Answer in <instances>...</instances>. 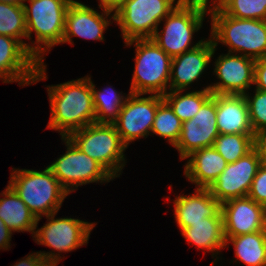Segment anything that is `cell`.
Masks as SVG:
<instances>
[{
	"instance_id": "obj_1",
	"label": "cell",
	"mask_w": 266,
	"mask_h": 266,
	"mask_svg": "<svg viewBox=\"0 0 266 266\" xmlns=\"http://www.w3.org/2000/svg\"><path fill=\"white\" fill-rule=\"evenodd\" d=\"M46 89L51 108L46 128L68 137L72 132L96 123L91 76L48 85Z\"/></svg>"
},
{
	"instance_id": "obj_2",
	"label": "cell",
	"mask_w": 266,
	"mask_h": 266,
	"mask_svg": "<svg viewBox=\"0 0 266 266\" xmlns=\"http://www.w3.org/2000/svg\"><path fill=\"white\" fill-rule=\"evenodd\" d=\"M25 22L27 39L35 33V41L28 43V50L39 62L53 46L62 44L65 31L66 13L73 0H25Z\"/></svg>"
},
{
	"instance_id": "obj_3",
	"label": "cell",
	"mask_w": 266,
	"mask_h": 266,
	"mask_svg": "<svg viewBox=\"0 0 266 266\" xmlns=\"http://www.w3.org/2000/svg\"><path fill=\"white\" fill-rule=\"evenodd\" d=\"M8 185L37 217L36 227L43 216L58 212L69 195L48 167L42 171L12 168Z\"/></svg>"
},
{
	"instance_id": "obj_4",
	"label": "cell",
	"mask_w": 266,
	"mask_h": 266,
	"mask_svg": "<svg viewBox=\"0 0 266 266\" xmlns=\"http://www.w3.org/2000/svg\"><path fill=\"white\" fill-rule=\"evenodd\" d=\"M211 18L210 38L215 47L225 45L228 53L253 59L266 55V21L239 19L226 15L221 9Z\"/></svg>"
},
{
	"instance_id": "obj_5",
	"label": "cell",
	"mask_w": 266,
	"mask_h": 266,
	"mask_svg": "<svg viewBox=\"0 0 266 266\" xmlns=\"http://www.w3.org/2000/svg\"><path fill=\"white\" fill-rule=\"evenodd\" d=\"M135 47V67L129 92L163 96L169 91L172 57L151 38L124 42ZM168 89V90H167Z\"/></svg>"
},
{
	"instance_id": "obj_6",
	"label": "cell",
	"mask_w": 266,
	"mask_h": 266,
	"mask_svg": "<svg viewBox=\"0 0 266 266\" xmlns=\"http://www.w3.org/2000/svg\"><path fill=\"white\" fill-rule=\"evenodd\" d=\"M68 138L114 178L120 177L127 162L124 153L128 147L113 124H89L72 132Z\"/></svg>"
},
{
	"instance_id": "obj_7",
	"label": "cell",
	"mask_w": 266,
	"mask_h": 266,
	"mask_svg": "<svg viewBox=\"0 0 266 266\" xmlns=\"http://www.w3.org/2000/svg\"><path fill=\"white\" fill-rule=\"evenodd\" d=\"M57 213L45 216L46 223L36 228L32 237L38 245L53 249L38 252L50 266H57L64 259L60 253H68L88 244L91 231L97 224L71 217L56 218Z\"/></svg>"
},
{
	"instance_id": "obj_8",
	"label": "cell",
	"mask_w": 266,
	"mask_h": 266,
	"mask_svg": "<svg viewBox=\"0 0 266 266\" xmlns=\"http://www.w3.org/2000/svg\"><path fill=\"white\" fill-rule=\"evenodd\" d=\"M177 5V0H125L114 11V22L124 42L151 38Z\"/></svg>"
},
{
	"instance_id": "obj_9",
	"label": "cell",
	"mask_w": 266,
	"mask_h": 266,
	"mask_svg": "<svg viewBox=\"0 0 266 266\" xmlns=\"http://www.w3.org/2000/svg\"><path fill=\"white\" fill-rule=\"evenodd\" d=\"M67 147L47 167L58 179L61 186L70 194L79 186L90 183L104 184L115 179L100 163L82 152L68 137H61Z\"/></svg>"
},
{
	"instance_id": "obj_10",
	"label": "cell",
	"mask_w": 266,
	"mask_h": 266,
	"mask_svg": "<svg viewBox=\"0 0 266 266\" xmlns=\"http://www.w3.org/2000/svg\"><path fill=\"white\" fill-rule=\"evenodd\" d=\"M205 19V14L177 5L161 21L163 29L158 27L151 39L173 58L196 48L204 41L201 39L195 44L192 43L193 35L203 27Z\"/></svg>"
},
{
	"instance_id": "obj_11",
	"label": "cell",
	"mask_w": 266,
	"mask_h": 266,
	"mask_svg": "<svg viewBox=\"0 0 266 266\" xmlns=\"http://www.w3.org/2000/svg\"><path fill=\"white\" fill-rule=\"evenodd\" d=\"M47 65L18 40L0 35V79L3 83L18 82L22 87L46 80Z\"/></svg>"
},
{
	"instance_id": "obj_12",
	"label": "cell",
	"mask_w": 266,
	"mask_h": 266,
	"mask_svg": "<svg viewBox=\"0 0 266 266\" xmlns=\"http://www.w3.org/2000/svg\"><path fill=\"white\" fill-rule=\"evenodd\" d=\"M143 95L129 92L117 120L113 123L127 147L135 140L151 135L157 107L164 100L160 95Z\"/></svg>"
},
{
	"instance_id": "obj_13",
	"label": "cell",
	"mask_w": 266,
	"mask_h": 266,
	"mask_svg": "<svg viewBox=\"0 0 266 266\" xmlns=\"http://www.w3.org/2000/svg\"><path fill=\"white\" fill-rule=\"evenodd\" d=\"M212 73L219 80L209 84L212 94L244 95L254 86L255 59L222 53L215 59Z\"/></svg>"
},
{
	"instance_id": "obj_14",
	"label": "cell",
	"mask_w": 266,
	"mask_h": 266,
	"mask_svg": "<svg viewBox=\"0 0 266 266\" xmlns=\"http://www.w3.org/2000/svg\"><path fill=\"white\" fill-rule=\"evenodd\" d=\"M218 135L216 94H213L192 119L182 122L180 137L174 148L179 152L180 160H185L193 151L213 146Z\"/></svg>"
},
{
	"instance_id": "obj_15",
	"label": "cell",
	"mask_w": 266,
	"mask_h": 266,
	"mask_svg": "<svg viewBox=\"0 0 266 266\" xmlns=\"http://www.w3.org/2000/svg\"><path fill=\"white\" fill-rule=\"evenodd\" d=\"M260 165V158L254 148L237 161L227 164L209 188L212 196L220 203L246 197Z\"/></svg>"
},
{
	"instance_id": "obj_16",
	"label": "cell",
	"mask_w": 266,
	"mask_h": 266,
	"mask_svg": "<svg viewBox=\"0 0 266 266\" xmlns=\"http://www.w3.org/2000/svg\"><path fill=\"white\" fill-rule=\"evenodd\" d=\"M102 12L95 8L73 0L66 13L65 31L62 44L69 43L74 45L73 36L82 39L104 41V32L110 26L111 19L114 21V11L98 7ZM110 19V20H109Z\"/></svg>"
},
{
	"instance_id": "obj_17",
	"label": "cell",
	"mask_w": 266,
	"mask_h": 266,
	"mask_svg": "<svg viewBox=\"0 0 266 266\" xmlns=\"http://www.w3.org/2000/svg\"><path fill=\"white\" fill-rule=\"evenodd\" d=\"M221 213L225 237L266 230V207L248 196L221 203Z\"/></svg>"
},
{
	"instance_id": "obj_18",
	"label": "cell",
	"mask_w": 266,
	"mask_h": 266,
	"mask_svg": "<svg viewBox=\"0 0 266 266\" xmlns=\"http://www.w3.org/2000/svg\"><path fill=\"white\" fill-rule=\"evenodd\" d=\"M216 47L209 37L196 48L172 58L169 90L185 91L190 85L202 77L215 57Z\"/></svg>"
},
{
	"instance_id": "obj_19",
	"label": "cell",
	"mask_w": 266,
	"mask_h": 266,
	"mask_svg": "<svg viewBox=\"0 0 266 266\" xmlns=\"http://www.w3.org/2000/svg\"><path fill=\"white\" fill-rule=\"evenodd\" d=\"M174 217L179 230L191 226V223L203 221L205 217H222L221 203L209 189L195 188L194 193L175 196Z\"/></svg>"
},
{
	"instance_id": "obj_20",
	"label": "cell",
	"mask_w": 266,
	"mask_h": 266,
	"mask_svg": "<svg viewBox=\"0 0 266 266\" xmlns=\"http://www.w3.org/2000/svg\"><path fill=\"white\" fill-rule=\"evenodd\" d=\"M216 124L219 134H254L244 95L216 94Z\"/></svg>"
},
{
	"instance_id": "obj_21",
	"label": "cell",
	"mask_w": 266,
	"mask_h": 266,
	"mask_svg": "<svg viewBox=\"0 0 266 266\" xmlns=\"http://www.w3.org/2000/svg\"><path fill=\"white\" fill-rule=\"evenodd\" d=\"M185 159V177L203 189H209L228 164L213 146L195 150Z\"/></svg>"
},
{
	"instance_id": "obj_22",
	"label": "cell",
	"mask_w": 266,
	"mask_h": 266,
	"mask_svg": "<svg viewBox=\"0 0 266 266\" xmlns=\"http://www.w3.org/2000/svg\"><path fill=\"white\" fill-rule=\"evenodd\" d=\"M181 235L190 245H195L198 250L205 253L211 252L213 259L217 257L212 265H216L219 260L217 256L226 247L224 234L223 217H205L203 221L191 223V226L181 230Z\"/></svg>"
},
{
	"instance_id": "obj_23",
	"label": "cell",
	"mask_w": 266,
	"mask_h": 266,
	"mask_svg": "<svg viewBox=\"0 0 266 266\" xmlns=\"http://www.w3.org/2000/svg\"><path fill=\"white\" fill-rule=\"evenodd\" d=\"M0 218L14 232H29L34 236L37 217L15 191L7 185L0 193Z\"/></svg>"
},
{
	"instance_id": "obj_24",
	"label": "cell",
	"mask_w": 266,
	"mask_h": 266,
	"mask_svg": "<svg viewBox=\"0 0 266 266\" xmlns=\"http://www.w3.org/2000/svg\"><path fill=\"white\" fill-rule=\"evenodd\" d=\"M225 238V248L231 243L237 257L230 264L241 262L245 266H266V230Z\"/></svg>"
},
{
	"instance_id": "obj_25",
	"label": "cell",
	"mask_w": 266,
	"mask_h": 266,
	"mask_svg": "<svg viewBox=\"0 0 266 266\" xmlns=\"http://www.w3.org/2000/svg\"><path fill=\"white\" fill-rule=\"evenodd\" d=\"M91 89L93 93V105L96 114V123L113 124L121 111L127 97V94L117 92L112 86L103 89H97L91 80Z\"/></svg>"
},
{
	"instance_id": "obj_26",
	"label": "cell",
	"mask_w": 266,
	"mask_h": 266,
	"mask_svg": "<svg viewBox=\"0 0 266 266\" xmlns=\"http://www.w3.org/2000/svg\"><path fill=\"white\" fill-rule=\"evenodd\" d=\"M184 91H168L163 99L173 109L174 114L182 121L192 119L201 106L213 95L209 85L203 89L182 93Z\"/></svg>"
},
{
	"instance_id": "obj_27",
	"label": "cell",
	"mask_w": 266,
	"mask_h": 266,
	"mask_svg": "<svg viewBox=\"0 0 266 266\" xmlns=\"http://www.w3.org/2000/svg\"><path fill=\"white\" fill-rule=\"evenodd\" d=\"M0 35L18 39L27 49V29L23 5H12L0 2Z\"/></svg>"
},
{
	"instance_id": "obj_28",
	"label": "cell",
	"mask_w": 266,
	"mask_h": 266,
	"mask_svg": "<svg viewBox=\"0 0 266 266\" xmlns=\"http://www.w3.org/2000/svg\"><path fill=\"white\" fill-rule=\"evenodd\" d=\"M253 146L254 134H219L213 145L228 164L245 156Z\"/></svg>"
},
{
	"instance_id": "obj_29",
	"label": "cell",
	"mask_w": 266,
	"mask_h": 266,
	"mask_svg": "<svg viewBox=\"0 0 266 266\" xmlns=\"http://www.w3.org/2000/svg\"><path fill=\"white\" fill-rule=\"evenodd\" d=\"M182 121L174 114L170 105L163 100L157 107L151 135H158L174 147L180 137ZM153 133V134H152Z\"/></svg>"
},
{
	"instance_id": "obj_30",
	"label": "cell",
	"mask_w": 266,
	"mask_h": 266,
	"mask_svg": "<svg viewBox=\"0 0 266 266\" xmlns=\"http://www.w3.org/2000/svg\"><path fill=\"white\" fill-rule=\"evenodd\" d=\"M221 10L239 19L266 21V0H222Z\"/></svg>"
},
{
	"instance_id": "obj_31",
	"label": "cell",
	"mask_w": 266,
	"mask_h": 266,
	"mask_svg": "<svg viewBox=\"0 0 266 266\" xmlns=\"http://www.w3.org/2000/svg\"><path fill=\"white\" fill-rule=\"evenodd\" d=\"M251 96L244 94L248 105L249 120L254 134L266 129V91L254 89Z\"/></svg>"
},
{
	"instance_id": "obj_32",
	"label": "cell",
	"mask_w": 266,
	"mask_h": 266,
	"mask_svg": "<svg viewBox=\"0 0 266 266\" xmlns=\"http://www.w3.org/2000/svg\"><path fill=\"white\" fill-rule=\"evenodd\" d=\"M247 196L266 207V165L259 166Z\"/></svg>"
},
{
	"instance_id": "obj_33",
	"label": "cell",
	"mask_w": 266,
	"mask_h": 266,
	"mask_svg": "<svg viewBox=\"0 0 266 266\" xmlns=\"http://www.w3.org/2000/svg\"><path fill=\"white\" fill-rule=\"evenodd\" d=\"M209 1L211 0H177V4L186 9L211 16L221 9L222 0H212L211 3Z\"/></svg>"
},
{
	"instance_id": "obj_34",
	"label": "cell",
	"mask_w": 266,
	"mask_h": 266,
	"mask_svg": "<svg viewBox=\"0 0 266 266\" xmlns=\"http://www.w3.org/2000/svg\"><path fill=\"white\" fill-rule=\"evenodd\" d=\"M254 85L256 89L266 91V55L255 60Z\"/></svg>"
},
{
	"instance_id": "obj_35",
	"label": "cell",
	"mask_w": 266,
	"mask_h": 266,
	"mask_svg": "<svg viewBox=\"0 0 266 266\" xmlns=\"http://www.w3.org/2000/svg\"><path fill=\"white\" fill-rule=\"evenodd\" d=\"M261 164L266 165V129L254 134V146Z\"/></svg>"
},
{
	"instance_id": "obj_36",
	"label": "cell",
	"mask_w": 266,
	"mask_h": 266,
	"mask_svg": "<svg viewBox=\"0 0 266 266\" xmlns=\"http://www.w3.org/2000/svg\"><path fill=\"white\" fill-rule=\"evenodd\" d=\"M12 266H50L41 254L37 252L30 253L19 261L15 262Z\"/></svg>"
},
{
	"instance_id": "obj_37",
	"label": "cell",
	"mask_w": 266,
	"mask_h": 266,
	"mask_svg": "<svg viewBox=\"0 0 266 266\" xmlns=\"http://www.w3.org/2000/svg\"><path fill=\"white\" fill-rule=\"evenodd\" d=\"M13 232L5 225L4 221L0 218V250H9L11 247V238Z\"/></svg>"
},
{
	"instance_id": "obj_38",
	"label": "cell",
	"mask_w": 266,
	"mask_h": 266,
	"mask_svg": "<svg viewBox=\"0 0 266 266\" xmlns=\"http://www.w3.org/2000/svg\"><path fill=\"white\" fill-rule=\"evenodd\" d=\"M125 0H99V7L115 11Z\"/></svg>"
},
{
	"instance_id": "obj_39",
	"label": "cell",
	"mask_w": 266,
	"mask_h": 266,
	"mask_svg": "<svg viewBox=\"0 0 266 266\" xmlns=\"http://www.w3.org/2000/svg\"><path fill=\"white\" fill-rule=\"evenodd\" d=\"M0 2L12 5H23L25 3V0H0Z\"/></svg>"
}]
</instances>
